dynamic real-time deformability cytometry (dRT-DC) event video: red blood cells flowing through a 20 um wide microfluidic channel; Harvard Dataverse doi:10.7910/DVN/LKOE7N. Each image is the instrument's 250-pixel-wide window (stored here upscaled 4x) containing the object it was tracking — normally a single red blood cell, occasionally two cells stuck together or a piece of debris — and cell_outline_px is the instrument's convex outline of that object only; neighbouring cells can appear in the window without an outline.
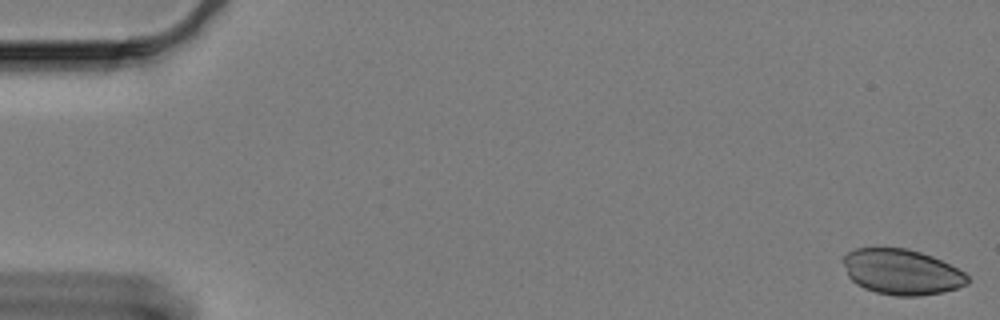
{"species": "Egyptian fruit bat (a non-hibernating species)", "species_latin": "Rousettus aegyptiacus", "temperature_condition": "cold", "stored_images_in_passage": 13, "camera_frame_rate_fps": 3000, "um_per_image_px": 0.085, "animal": {"sex": "female"}, "frame": {"image": 1, "passage_image": 1, "time_ms": 0.0, "image_size_px": [1000, 320], "cell_outline_px": [[968, 284], [944, 292], [920, 296], [896, 296], [876, 292], [864, 288], [856, 284], [848, 276], [844, 264], [844, 256], [848, 252], [856, 248], [904, 248], [920, 252], [932, 256], [964, 272], [968, 276]], "centroid_in_image_um": [76.64, 23.12], "position_along_channel_um": 8.4, "area_um2": 32.71}}